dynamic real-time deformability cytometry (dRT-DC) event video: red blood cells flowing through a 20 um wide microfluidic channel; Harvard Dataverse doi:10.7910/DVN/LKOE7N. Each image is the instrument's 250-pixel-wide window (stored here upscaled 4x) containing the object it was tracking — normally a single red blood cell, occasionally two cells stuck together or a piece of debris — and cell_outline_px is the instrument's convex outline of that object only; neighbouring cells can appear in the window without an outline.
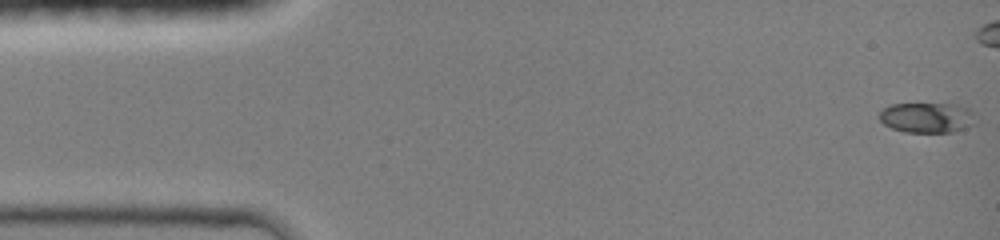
{"species": "common noctule bat (a hibernating species)", "species_latin": "Nyctalus noctula", "temperature_condition": "room temperature", "stored_images_in_passage": 10, "camera_frame_rate_fps": 3000, "um_per_image_px": 0.085, "animal": {"sex": "female", "body_mass_g": 19.0, "forearm_length_mm": 51.5}, "frame": {"image": 1, "passage_image": 1, "time_ms": 0.0, "image_size_px": [1000, 240], "cell_outline_px": [[976, 112], [972, 124], [964, 128], [952, 132], [904, 132], [892, 128], [884, 124], [876, 116], [884, 108], [892, 104], [964, 104]], "centroid_in_image_um": [78.81, 9.98], "position_along_channel_um": 6.2, "area_um2": 17.17}}
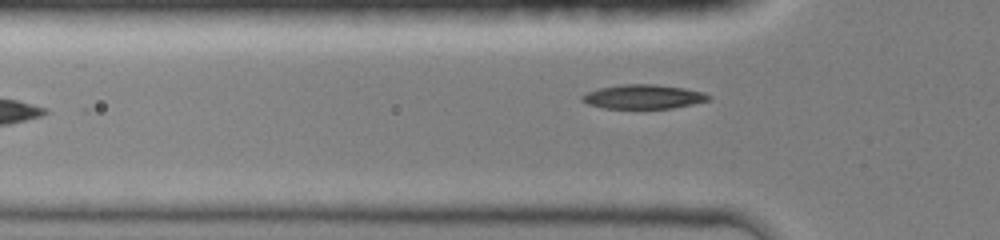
{"frame": {"image": 2, "passage_image": 10, "time_ms": 5.667, "image_size_px": [1000, 240], "cell_outline_px": [[712, 100], [672, 108], [604, 108], [588, 104], [580, 100], [580, 96], [588, 92], [600, 88], [624, 84], [656, 84], [684, 88], [704, 92], [712, 96]], "centroid_in_image_um": [54.72, 8.22], "position_along_channel_um": 71.1, "area_um2": 17.86}}